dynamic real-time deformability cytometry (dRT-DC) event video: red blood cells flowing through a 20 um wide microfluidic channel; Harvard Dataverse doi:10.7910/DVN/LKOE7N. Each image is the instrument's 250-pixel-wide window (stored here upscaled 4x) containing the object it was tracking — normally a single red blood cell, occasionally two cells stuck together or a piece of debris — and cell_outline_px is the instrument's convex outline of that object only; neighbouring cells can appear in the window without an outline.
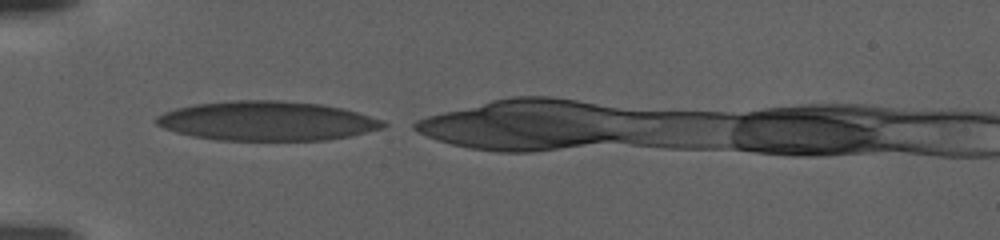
{"species": "human", "species_latin": "Homo sapiens", "temperature_condition": "warm", "stored_images_in_passage": 59, "camera_frame_rate_fps": 3000, "um_per_image_px": 0.085, "donor": {"sex": "female"}, "frame": {"image": 1, "passage_image": 1, "time_ms": 0.0, "image_size_px": [1000, 240], "cell_outline_px": [[388, 124], [384, 128], [348, 136], [328, 140], [216, 140], [192, 136], [176, 132], [164, 128], [156, 124], [156, 116], [164, 112], [176, 108], [196, 104], [232, 100], [280, 100], [320, 104], [340, 108], [356, 112], [384, 120]], "centroid_in_image_um": [22.68, 10.28], "position_along_channel_um": 62.3, "area_um2": 52.02}}
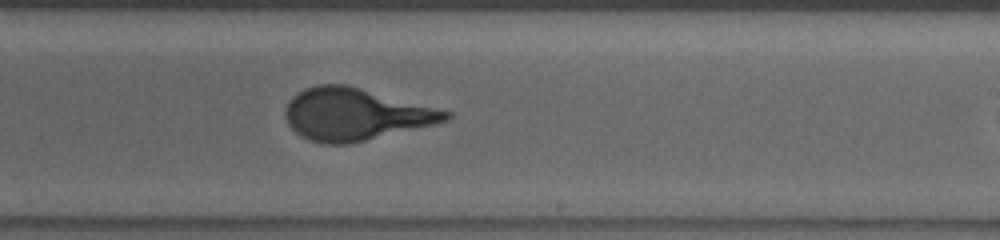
{"frame": {"image": 2, "passage_image": 33, "time_ms": 10.667, "image_size_px": [1000, 240], "cell_outline_px": [[452, 116], [448, 120], [432, 124], [348, 144], [324, 144], [308, 140], [300, 136], [288, 124], [284, 116], [284, 112], [288, 100], [292, 96], [304, 88], [320, 84], [348, 84], [452, 112]], "centroid_in_image_um": [30.13, 9.7], "position_along_channel_um": 258.9, "area_um2": 48.49}}
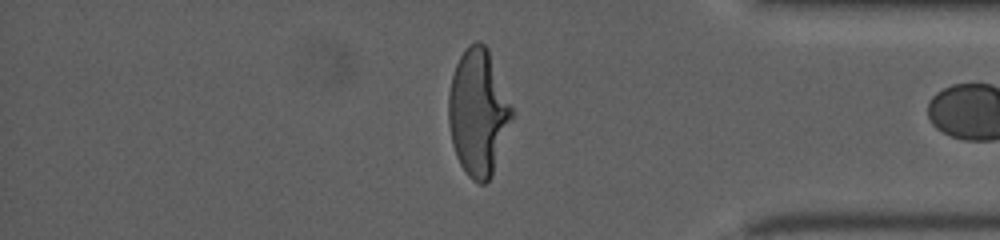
{"frame": {"image": 3, "passage_image": 57, "time_ms": 18.667, "image_size_px": [1000, 240], "cell_outline_px": [[512, 116], [492, 176], [484, 184], [480, 184], [472, 180], [468, 176], [460, 164], [456, 156], [452, 144], [448, 124], [448, 92], [452, 76], [456, 64], [460, 56], [476, 40], [480, 40], [488, 48], [512, 108]], "centroid_in_image_um": [40.61, 9.57], "position_along_channel_um": 394.6, "area_um2": 46.18}}